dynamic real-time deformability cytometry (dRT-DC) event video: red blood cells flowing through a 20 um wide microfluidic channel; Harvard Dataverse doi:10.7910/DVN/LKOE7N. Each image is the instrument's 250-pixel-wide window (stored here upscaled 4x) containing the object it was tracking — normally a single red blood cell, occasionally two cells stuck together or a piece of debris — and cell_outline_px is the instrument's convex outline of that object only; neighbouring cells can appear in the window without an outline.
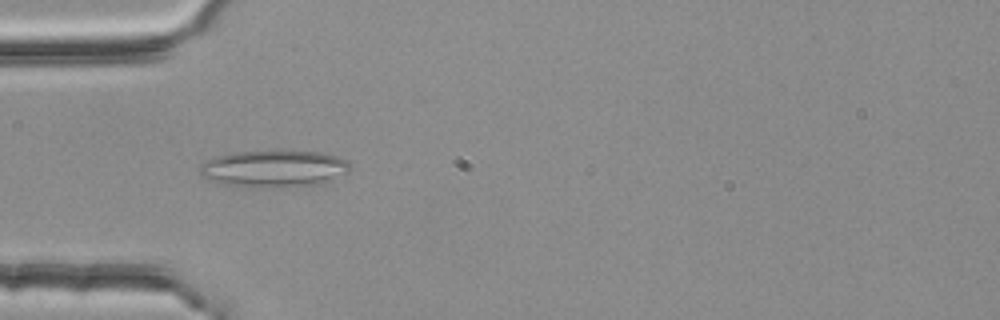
{"species": "common noctule bat (a hibernating species)", "species_latin": "Nyctalus noctula", "temperature_condition": "room temperature", "stored_images_in_passage": 40, "camera_frame_rate_fps": 3000, "um_per_image_px": 0.085, "animal": {"sex": "female", "body_mass_g": 25.1}, "frame": {"image": 1, "passage_image": 2, "time_ms": 0.333, "image_size_px": [1000, 320], "cell_outline_px": [[348, 172], [320, 184], [224, 184], [208, 180], [200, 172], [200, 168], [208, 160], [216, 156], [236, 152], [320, 152], [336, 156], [344, 160], [348, 164]], "centroid_in_image_um": [23.28, 14.29], "position_along_channel_um": 61.7, "area_um2": 30.11}}
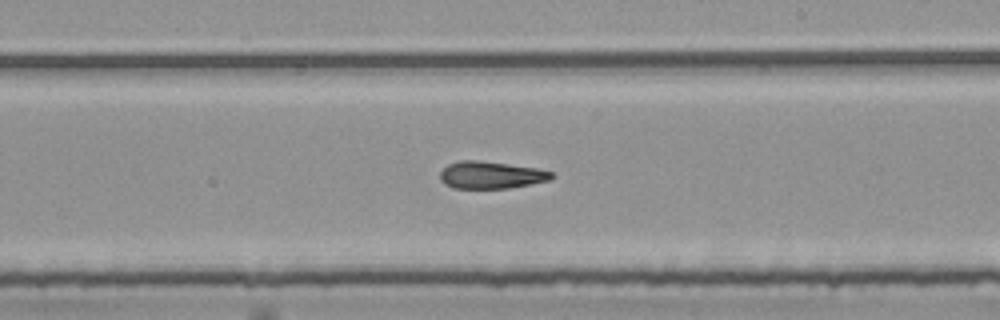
{"frame": {"image": 2, "passage_image": 17, "time_ms": 5.333, "image_size_px": [1000, 320], "cell_outline_px": [[556, 176], [548, 180], [508, 188], [452, 188], [444, 184], [440, 180], [440, 172], [448, 164], [460, 160], [480, 160], [536, 168], [552, 172]], "centroid_in_image_um": [41.69, 14.87], "position_along_channel_um": 247.3, "area_um2": 17.63}}
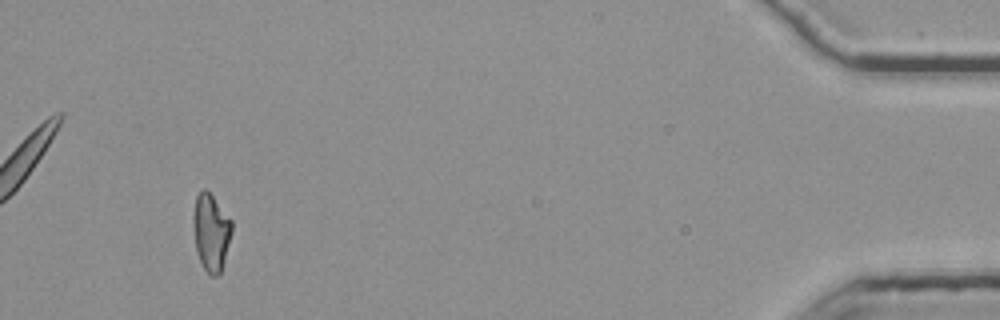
{"frame": {"image": 3, "passage_image": 37, "time_ms": 12.0, "image_size_px": [1000, 320], "cell_outline_px": [[232, 232], [220, 276], [212, 276], [204, 268], [200, 260], [196, 248], [192, 224], [192, 212], [196, 196], [204, 188], [212, 196], [232, 220]], "centroid_in_image_um": [17.93, 19.74], "position_along_channel_um": 417.3, "area_um2": 17.34}, "authors_computed_cell_mechanics": {"area_um2": 18.0625, "velocity_mm_per_s": 3.7081, "shape_relaxation_time_tau1_ms": null, "shape_relaxation_time_tau2_ms": 5.2344, "deformation_change_tau1": null, "deformation_change_tau2": 0.1538}}